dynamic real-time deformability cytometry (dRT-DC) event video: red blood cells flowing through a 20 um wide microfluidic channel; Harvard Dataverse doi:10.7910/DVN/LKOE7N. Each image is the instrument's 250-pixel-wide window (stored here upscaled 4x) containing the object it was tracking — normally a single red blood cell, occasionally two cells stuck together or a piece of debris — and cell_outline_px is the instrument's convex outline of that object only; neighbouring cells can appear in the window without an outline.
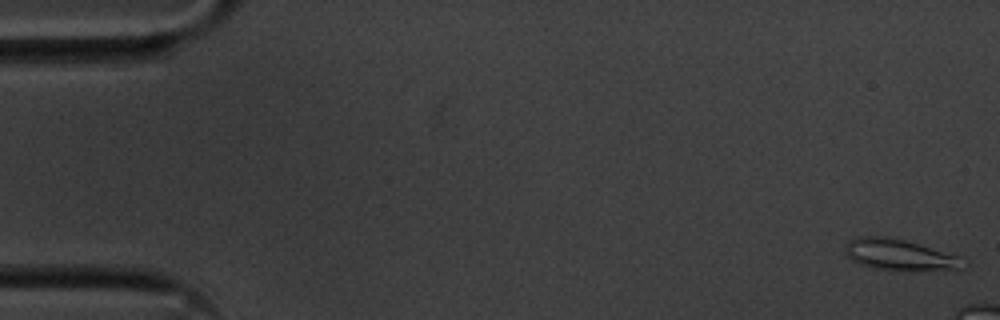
{"species": "common noctule bat (a hibernating species)", "species_latin": "Nyctalus noctula", "temperature_condition": "cold", "stored_images_in_passage": 10, "camera_frame_rate_fps": 3000, "um_per_image_px": 0.085, "animal": {"sex": "male", "body_mass_g": 20.1, "forearm_length_mm": 53.5}, "frame": {"image": 1, "passage_image": 1, "time_ms": 0.0, "image_size_px": [1000, 320], "cell_outline_px": [[968, 264], [960, 268], [876, 268], [860, 264], [852, 260], [844, 252], [844, 244], [848, 240], [864, 236], [892, 236], [960, 256]], "centroid_in_image_um": [76.38, 21.59], "position_along_channel_um": 8.6, "area_um2": 20.58}}